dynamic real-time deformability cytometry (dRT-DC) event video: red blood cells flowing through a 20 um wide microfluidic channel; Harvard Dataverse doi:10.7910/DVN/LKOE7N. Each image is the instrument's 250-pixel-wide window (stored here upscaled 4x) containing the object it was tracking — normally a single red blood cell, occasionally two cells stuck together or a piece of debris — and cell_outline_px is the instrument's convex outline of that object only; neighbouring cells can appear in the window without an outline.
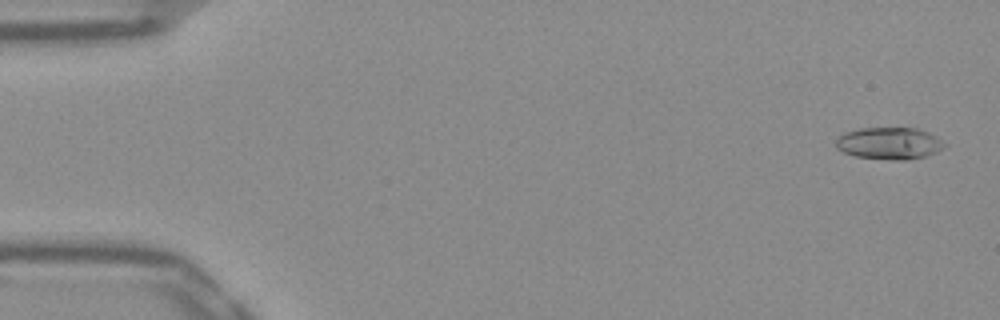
{"species": "Egyptian fruit bat (a non-hibernating species)", "species_latin": "Rousettus aegyptiacus", "temperature_condition": "warm", "stored_images_in_passage": 52, "camera_frame_rate_fps": 3000, "um_per_image_px": 0.085, "frame": {"image": 1, "passage_image": 2, "time_ms": 0.333, "image_size_px": [1000, 320], "cell_outline_px": [[948, 144], [944, 148], [936, 152], [924, 156], [908, 160], [888, 160], [856, 156], [844, 152], [836, 148], [836, 140], [844, 132], [860, 128], [916, 128], [928, 132], [936, 136]], "centroid_in_image_um": [75.61, 12.18], "position_along_channel_um": 9.4, "area_um2": 20.35}}
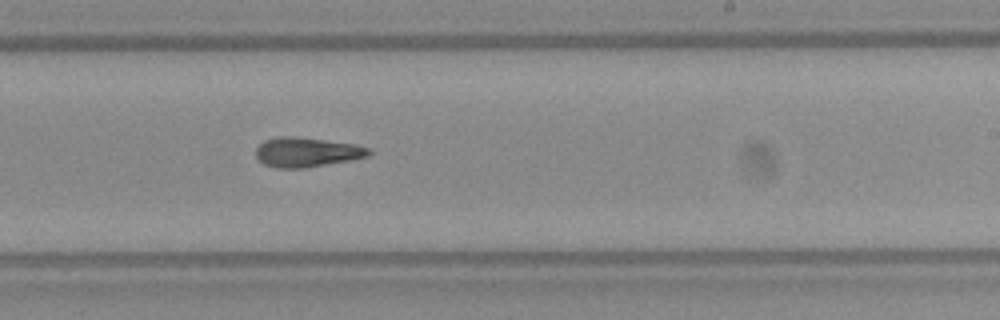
{"frame": {"image": 2, "passage_image": 32, "time_ms": 10.333, "image_size_px": [1000, 320], "cell_outline_px": [[372, 152], [368, 156], [348, 160], [304, 168], [276, 168], [264, 164], [256, 156], [256, 148], [264, 140], [276, 136], [296, 136], [356, 144], [368, 148]], "centroid_in_image_um": [26.04, 12.92], "position_along_channel_um": 263.0, "area_um2": 19.42}}
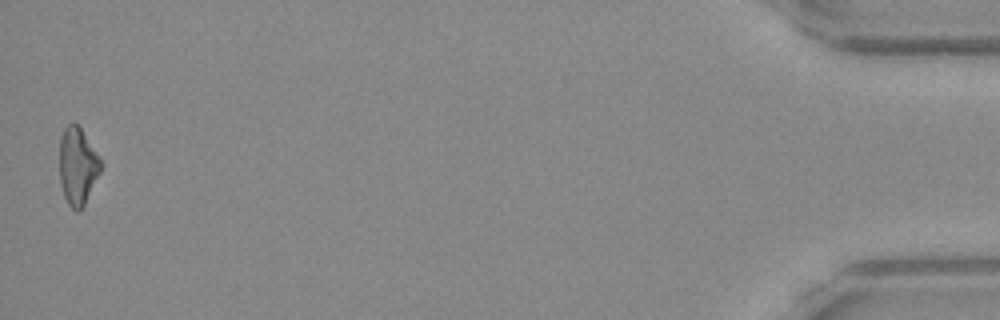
{"frame": {"image": 3, "passage_image": 52, "time_ms": 17.0, "image_size_px": [1000, 320], "cell_outline_px": [[104, 164], [84, 204], [76, 212], [68, 204], [64, 196], [60, 184], [60, 136], [64, 128], [72, 120], [80, 128], [100, 156]], "centroid_in_image_um": [6.6, 14.09], "position_along_channel_um": 428.6, "area_um2": 18.61}, "authors_computed_cell_mechanics": {"area_um2": 19.4208, "velocity_mm_per_s": 3.8847, "shape_relaxation_time_tau1_ms": null, "shape_relaxation_time_tau2_ms": 6.962, "deformation_change_tau1": null, "deformation_change_tau2": 0.1991}}